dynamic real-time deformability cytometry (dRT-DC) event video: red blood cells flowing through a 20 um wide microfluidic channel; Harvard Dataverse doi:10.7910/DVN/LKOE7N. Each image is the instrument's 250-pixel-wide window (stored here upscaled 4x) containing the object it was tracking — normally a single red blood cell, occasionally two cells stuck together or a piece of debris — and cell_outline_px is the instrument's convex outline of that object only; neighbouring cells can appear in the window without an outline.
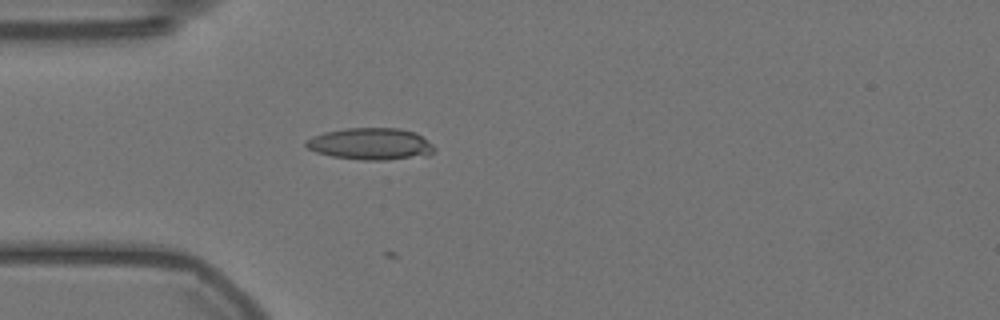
{"species": "Egyptian fruit bat (a non-hibernating species)", "species_latin": "Rousettus aegyptiacus", "temperature_condition": "warm", "stored_images_in_passage": 19, "camera_frame_rate_fps": 3000, "um_per_image_px": 0.085, "animal": {"sex": "female"}, "frame": {"image": 1, "passage_image": 6, "time_ms": 1.667, "image_size_px": [1000, 320], "cell_outline_px": [[436, 148], [428, 156], [388, 160], [364, 160], [332, 156], [316, 152], [308, 148], [304, 144], [312, 136], [324, 132], [344, 128], [400, 128], [416, 132], [432, 144]], "centroid_in_image_um": [31.54, 12.23], "position_along_channel_um": 53.5, "area_um2": 23.93}}